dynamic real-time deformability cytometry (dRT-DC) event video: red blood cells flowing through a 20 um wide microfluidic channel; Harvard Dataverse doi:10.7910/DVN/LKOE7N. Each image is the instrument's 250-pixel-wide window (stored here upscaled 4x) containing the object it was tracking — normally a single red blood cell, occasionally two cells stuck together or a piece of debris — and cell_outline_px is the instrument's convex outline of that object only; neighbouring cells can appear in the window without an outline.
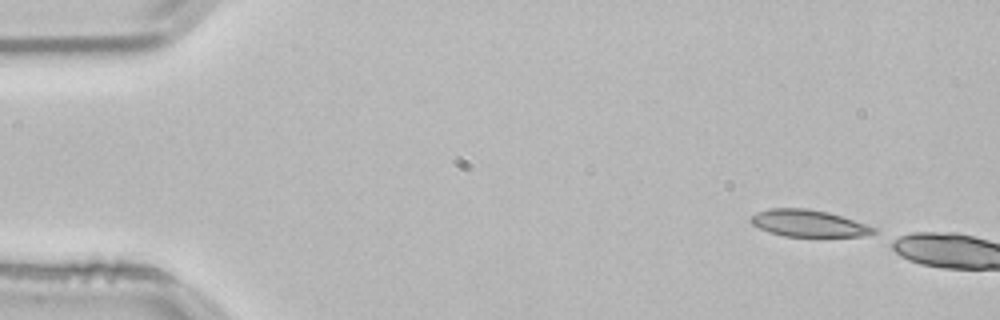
{"species": "common noctule bat (a hibernating species)", "species_latin": "Nyctalus noctula", "temperature_condition": "room temperature", "stored_images_in_passage": 4, "camera_frame_rate_fps": 3000, "um_per_image_px": 0.085, "animal": {"sex": "male", "body_mass_g": 21.5, "forearm_length_mm": 52.0}, "frame": {"image": 1, "passage_image": 1, "time_ms": 0.0, "image_size_px": [1000, 320], "cell_outline_px": [[876, 232], [864, 236], [784, 236], [768, 232], [752, 224], [748, 220], [756, 212], [768, 208], [808, 208], [828, 212], [876, 228]], "centroid_in_image_um": [68.66, 18.97], "position_along_channel_um": 16.3, "area_um2": 19.07}}